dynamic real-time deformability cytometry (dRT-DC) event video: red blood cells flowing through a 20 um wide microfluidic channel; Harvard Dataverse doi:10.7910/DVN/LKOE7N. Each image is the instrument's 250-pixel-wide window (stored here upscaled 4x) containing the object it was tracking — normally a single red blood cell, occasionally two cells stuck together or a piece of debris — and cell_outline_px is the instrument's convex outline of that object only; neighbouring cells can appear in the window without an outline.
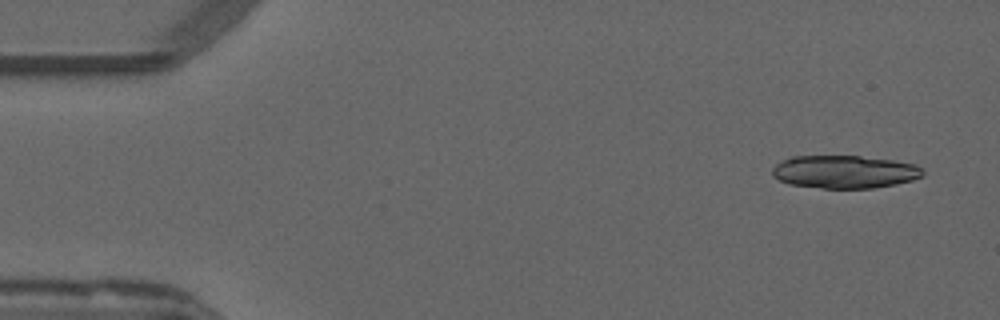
{"species": "common noctule bat (a hibernating species)", "species_latin": "Nyctalus noctula", "temperature_condition": "warm", "stored_images_in_passage": 30, "camera_frame_rate_fps": 3000, "um_per_image_px": 0.085, "animal": {"sex": "male", "forearm_length_mm": 52.5}, "frame": {"image": 1, "passage_image": 3, "time_ms": 0.667, "image_size_px": [1000, 320], "cell_outline_px": [[924, 176], [912, 180], [896, 184], [872, 188], [824, 188], [788, 184], [772, 176], [772, 168], [776, 164], [792, 156], [860, 156], [892, 160], [916, 164], [924, 168]], "centroid_in_image_um": [71.82, 14.6], "position_along_channel_um": 13.2, "area_um2": 28.96}}